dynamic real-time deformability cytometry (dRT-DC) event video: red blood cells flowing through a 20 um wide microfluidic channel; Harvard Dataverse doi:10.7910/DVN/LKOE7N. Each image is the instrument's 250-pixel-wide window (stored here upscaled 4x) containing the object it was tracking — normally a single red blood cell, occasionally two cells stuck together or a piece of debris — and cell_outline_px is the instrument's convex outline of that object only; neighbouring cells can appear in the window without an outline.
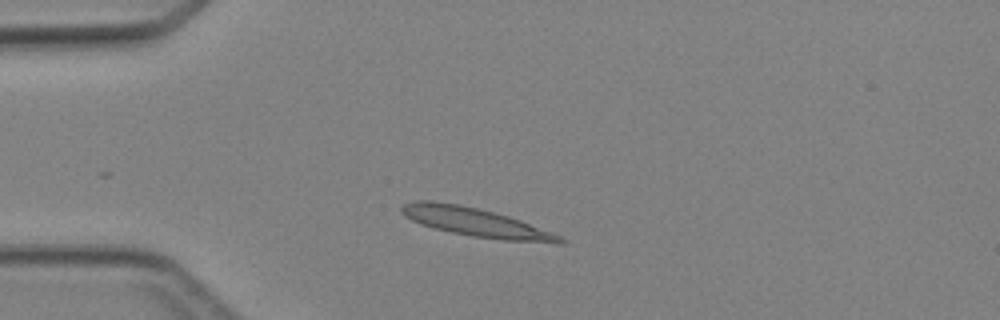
{"species": "Egyptian fruit bat (a non-hibernating species)", "species_latin": "Rousettus aegyptiacus", "temperature_condition": "cold", "stored_images_in_passage": 1, "camera_frame_rate_fps": 3000, "um_per_image_px": 0.085, "animal": {"sex": "female"}, "frame": {"image": 1, "passage_image": 1, "time_ms": 0.0, "image_size_px": [1000, 320], "cell_outline_px": [[568, 240], [564, 244], [556, 244], [504, 240], [472, 236], [432, 228], [420, 224], [404, 216], [400, 212], [400, 208], [404, 204], [416, 200], [432, 200], [460, 204], [508, 216], [520, 220], [552, 232]], "centroid_in_image_um": [40.45, 18.9], "position_along_channel_um": 44.5, "area_um2": 26.59}}